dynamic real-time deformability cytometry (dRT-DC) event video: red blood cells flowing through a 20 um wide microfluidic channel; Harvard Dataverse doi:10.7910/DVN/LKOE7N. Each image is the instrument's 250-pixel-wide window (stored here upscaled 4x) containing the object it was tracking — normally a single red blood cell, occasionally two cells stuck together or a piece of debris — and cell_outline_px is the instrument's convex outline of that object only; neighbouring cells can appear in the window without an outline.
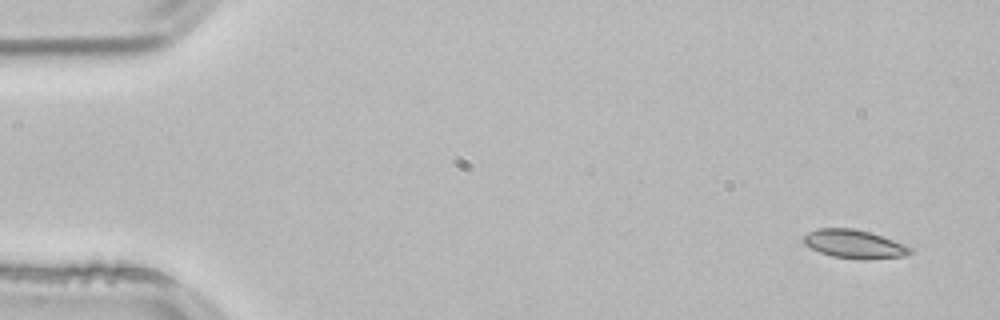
{"species": "common noctule bat (a hibernating species)", "species_latin": "Nyctalus noctula", "temperature_condition": "room temperature", "stored_images_in_passage": 4, "segment_of_instrument_passage": [2, 2], "camera_frame_rate_fps": 3000, "um_per_image_px": 0.085, "animal": {"sex": "male", "body_mass_g": 21.5, "forearm_length_mm": 52.0}, "frame": {"image": 1, "passage_image": 4, "time_ms": 1.0, "image_size_px": [1000, 320], "cell_outline_px": [[912, 252], [904, 256], [864, 260], [860, 260], [832, 256], [820, 252], [804, 244], [804, 236], [808, 232], [820, 228], [852, 228], [868, 232], [904, 244], [912, 248]], "centroid_in_image_um": [72.61, 20.76], "position_along_channel_um": 12.4, "area_um2": 17.51}}